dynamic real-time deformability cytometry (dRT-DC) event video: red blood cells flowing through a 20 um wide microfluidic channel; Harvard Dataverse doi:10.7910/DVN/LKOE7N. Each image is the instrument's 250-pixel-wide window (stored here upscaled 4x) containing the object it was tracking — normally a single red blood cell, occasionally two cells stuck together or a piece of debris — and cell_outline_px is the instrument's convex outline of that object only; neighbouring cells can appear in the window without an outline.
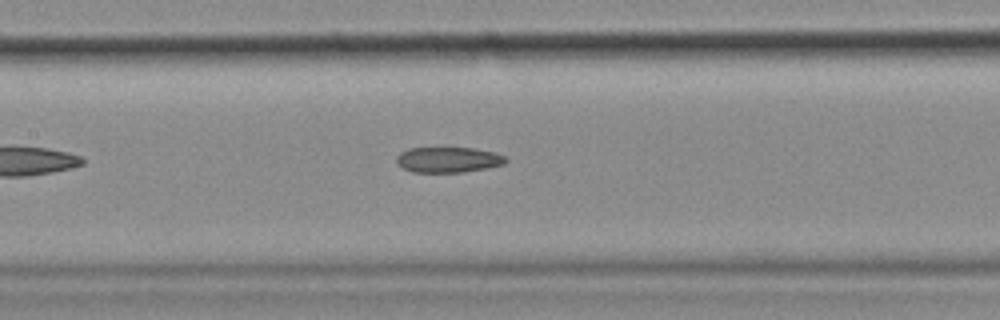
{"species": "common noctule bat (a hibernating species)", "species_latin": "Nyctalus noctula", "temperature_condition": "cold", "stored_images_in_passage": 38, "camera_frame_rate_fps": 3000, "um_per_image_px": 0.085, "animal": {"sex": "female", "body_mass_g": 18.4}, "frame": {"image": 1, "passage_image": 12, "time_ms": 3.667, "image_size_px": [1000, 320], "cell_outline_px": [[508, 160], [504, 164], [488, 168], [464, 172], [412, 172], [396, 164], [396, 156], [400, 152], [408, 148], [472, 148], [496, 152], [504, 156]], "centroid_in_image_um": [38.09, 13.58], "position_along_channel_um": 169.3, "area_um2": 16.36}}